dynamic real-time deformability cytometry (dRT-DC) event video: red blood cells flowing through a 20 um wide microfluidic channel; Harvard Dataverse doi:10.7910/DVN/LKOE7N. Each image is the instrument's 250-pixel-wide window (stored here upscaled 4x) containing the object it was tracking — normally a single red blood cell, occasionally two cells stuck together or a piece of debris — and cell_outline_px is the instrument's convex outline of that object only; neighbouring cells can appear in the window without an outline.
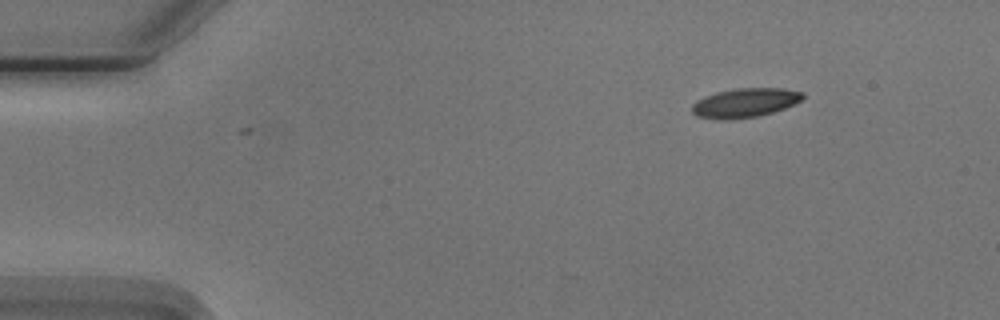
{"species": "Egyptian fruit bat (a non-hibernating species)", "species_latin": "Rousettus aegyptiacus", "temperature_condition": "cold", "stored_images_in_passage": 7, "camera_frame_rate_fps": 3000, "um_per_image_px": 0.085, "animal": {"sex": "male"}, "frame": {"image": 1, "passage_image": 1, "time_ms": 0.0, "image_size_px": [1000, 320], "cell_outline_px": [[804, 96], [800, 100], [784, 108], [772, 112], [756, 116], [724, 120], [696, 116], [692, 112], [692, 104], [696, 100], [704, 96], [716, 92], [736, 88], [780, 88], [804, 92]], "centroid_in_image_um": [63.28, 8.73], "position_along_channel_um": 21.7, "area_um2": 18.67}}
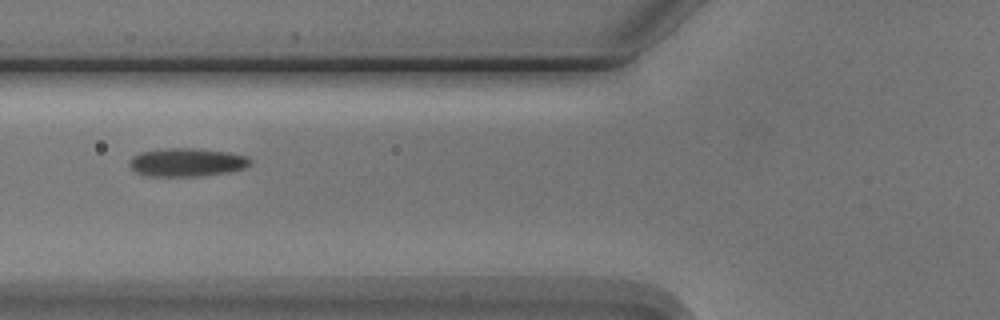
{"frame": {"image": 2, "passage_image": 5, "time_ms": 4.667, "image_size_px": [1000, 320], "cell_outline_px": [[252, 160], [244, 168], [228, 172], [200, 176], [148, 176], [136, 172], [128, 164], [128, 160], [132, 156], [140, 152], [168, 148], [192, 148], [228, 152], [248, 156]], "centroid_in_image_um": [15.85, 13.79], "position_along_channel_um": 109.9, "area_um2": 19.94}}
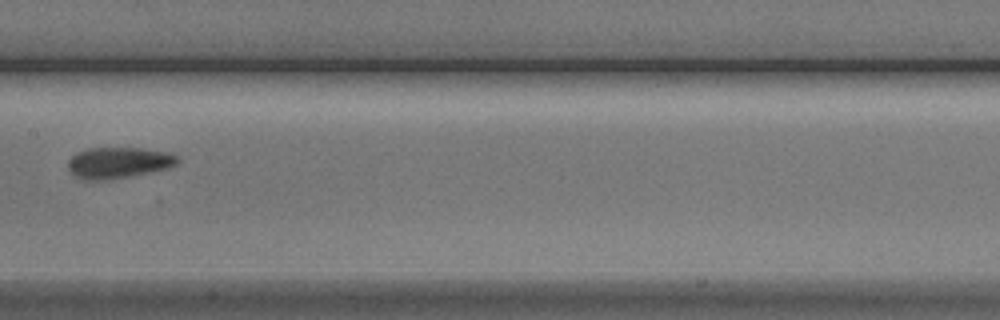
{"frame": {"image": 3, "passage_image": 7, "time_ms": 7.0, "image_size_px": [1000, 320], "cell_outline_px": [[180, 160], [176, 164], [168, 168], [128, 176], [104, 180], [88, 180], [76, 176], [68, 168], [68, 160], [76, 152], [88, 148], [140, 148], [164, 152], [176, 156]], "centroid_in_image_um": [10.03, 13.82], "position_along_channel_um": 197.4, "area_um2": 19.48}}